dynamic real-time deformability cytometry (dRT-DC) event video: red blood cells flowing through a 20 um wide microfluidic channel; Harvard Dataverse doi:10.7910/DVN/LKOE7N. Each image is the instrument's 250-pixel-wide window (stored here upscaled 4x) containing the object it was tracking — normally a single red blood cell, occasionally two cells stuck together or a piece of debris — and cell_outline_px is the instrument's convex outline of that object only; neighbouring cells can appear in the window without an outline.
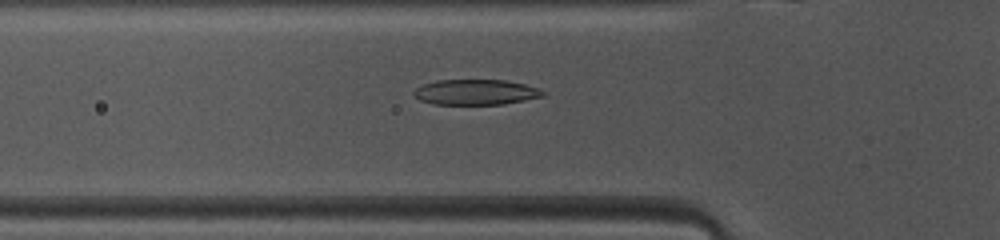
{"species": "common noctule bat (a hibernating species)", "species_latin": "Nyctalus noctula", "temperature_condition": "warm", "stored_images_in_passage": 47, "camera_frame_rate_fps": 3000, "um_per_image_px": 0.085, "animal": {"sex": "female", "body_mass_g": 10.0, "forearm_length_mm": 53.1}, "frame": {"image": 1, "passage_image": 14, "time_ms": 4.333, "image_size_px": [1000, 240], "cell_outline_px": [[548, 92], [544, 96], [504, 104], [432, 104], [420, 100], [412, 92], [416, 88], [424, 84], [436, 80], [504, 80], [524, 84], [540, 88]], "centroid_in_image_um": [40.47, 7.83], "position_along_channel_um": 85.3, "area_um2": 19.13}}
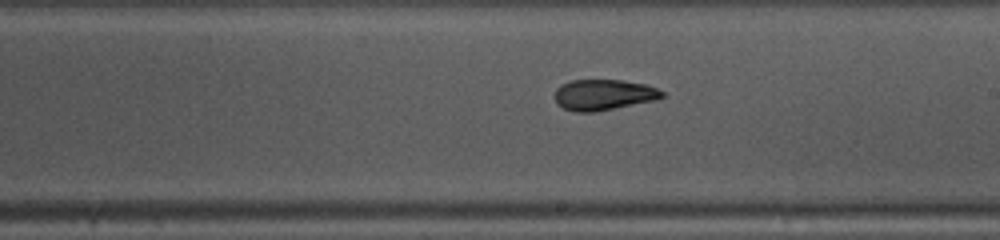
{"frame": {"image": 2, "passage_image": 25, "time_ms": 8.0, "image_size_px": [1000, 240], "cell_outline_px": [[664, 96], [652, 100], [596, 112], [576, 112], [564, 108], [556, 104], [556, 88], [560, 84], [572, 80], [624, 80], [644, 84], [656, 88], [664, 92]], "centroid_in_image_um": [51.26, 8.05], "position_along_channel_um": 237.7, "area_um2": 19.07}}
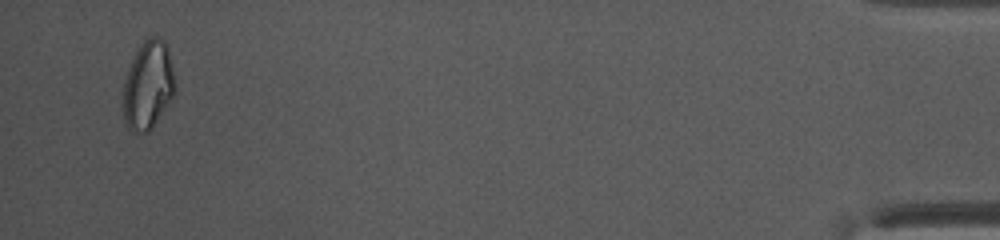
{"frame": {"image": 3, "passage_image": 45, "time_ms": 14.667, "image_size_px": [1000, 240], "cell_outline_px": [[176, 88], [172, 96], [152, 128], [148, 132], [132, 132], [124, 124], [120, 108], [124, 76], [140, 44], [148, 36], [160, 36], [164, 40], [168, 48], [176, 84]], "centroid_in_image_um": [12.53, 7.25], "position_along_channel_um": 422.7, "area_um2": 27.4}, "authors_computed_cell_mechanics": {"area_um2": 20.5768, "velocity_mm_per_s": 4.1215, "shape_relaxation_time_tau1_ms": 5.1391, "shape_relaxation_time_tau2_ms": 2.2237, "deformation_change_tau1": 0.1714, "deformation_change_tau2": 0.0883}}